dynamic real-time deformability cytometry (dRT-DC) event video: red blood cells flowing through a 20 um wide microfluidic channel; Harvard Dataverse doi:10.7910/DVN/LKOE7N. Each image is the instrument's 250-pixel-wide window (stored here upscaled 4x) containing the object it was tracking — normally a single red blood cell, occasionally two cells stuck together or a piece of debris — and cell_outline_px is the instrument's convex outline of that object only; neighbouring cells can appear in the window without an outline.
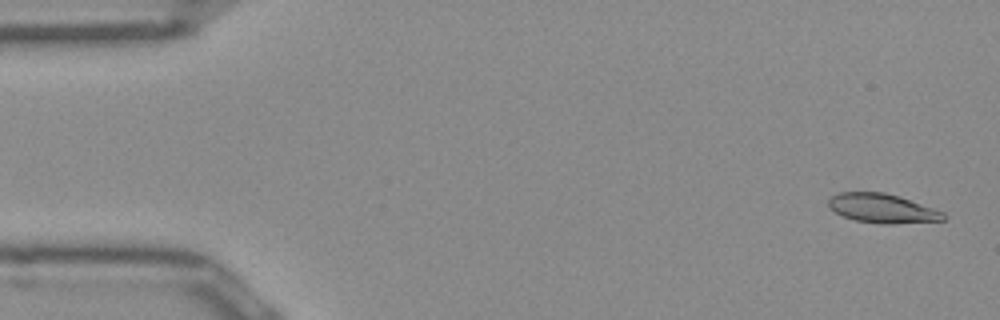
{"species": "Egyptian fruit bat (a non-hibernating species)", "species_latin": "Rousettus aegyptiacus", "temperature_condition": "room temperature", "stored_images_in_passage": 51, "camera_frame_rate_fps": 3000, "um_per_image_px": 0.085, "frame": {"image": 1, "passage_image": 2, "time_ms": 0.333, "image_size_px": [1000, 320], "cell_outline_px": [[948, 216], [944, 220], [892, 224], [880, 224], [856, 220], [844, 216], [836, 212], [828, 204], [828, 200], [832, 196], [840, 192], [884, 192], [900, 196], [944, 212]], "centroid_in_image_um": [75.04, 17.71], "position_along_channel_um": 10.0, "area_um2": 19.48}}
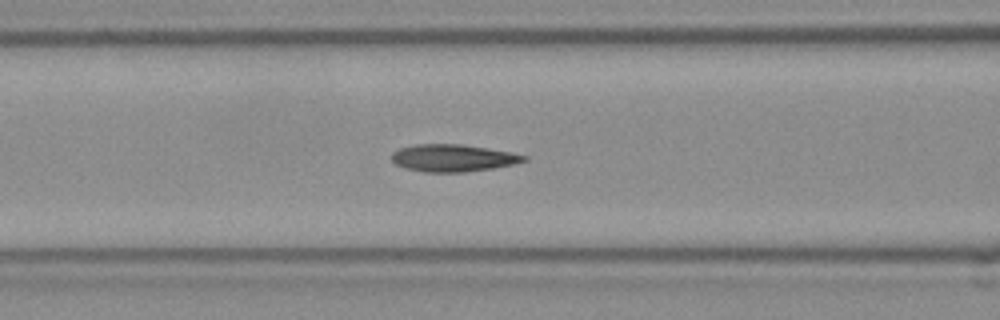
{"frame": {"image": 2, "passage_image": 20, "time_ms": 6.333, "image_size_px": [1000, 320], "cell_outline_px": [[528, 160], [512, 164], [492, 168], [464, 172], [424, 172], [408, 168], [396, 164], [392, 160], [392, 152], [400, 148], [412, 144], [460, 144], [508, 152], [528, 156]], "centroid_in_image_um": [38.47, 13.42], "position_along_channel_um": 128.1, "area_um2": 20.69}}
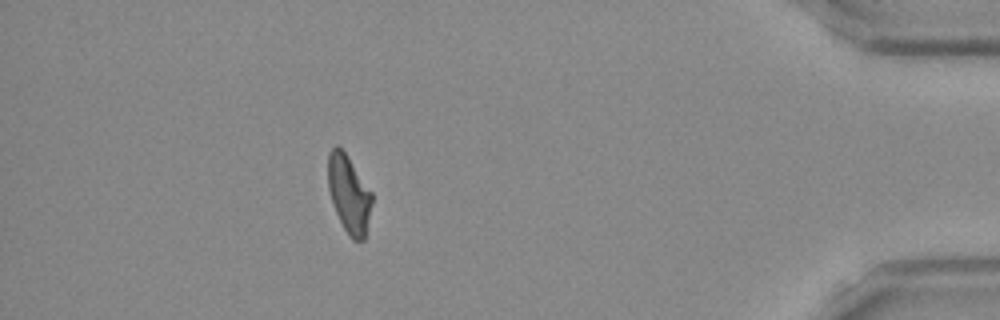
{"frame": {"image": 3, "passage_image": 45, "time_ms": 14.667, "image_size_px": [1000, 320], "cell_outline_px": [[372, 204], [364, 240], [352, 240], [344, 228], [336, 212], [328, 188], [328, 152], [336, 144], [344, 152], [372, 192]], "centroid_in_image_um": [29.65, 16.5], "position_along_channel_um": 405.5, "area_um2": 19.54}, "authors_computed_cell_mechanics": {"area_um2": 20.4034, "velocity_mm_per_s": 3.9772, "shape_relaxation_time_tau1_ms": 4.9059, "shape_relaxation_time_tau2_ms": 2.3553, "deformation_change_tau1": 0.1736, "deformation_change_tau2": 0.1048}}